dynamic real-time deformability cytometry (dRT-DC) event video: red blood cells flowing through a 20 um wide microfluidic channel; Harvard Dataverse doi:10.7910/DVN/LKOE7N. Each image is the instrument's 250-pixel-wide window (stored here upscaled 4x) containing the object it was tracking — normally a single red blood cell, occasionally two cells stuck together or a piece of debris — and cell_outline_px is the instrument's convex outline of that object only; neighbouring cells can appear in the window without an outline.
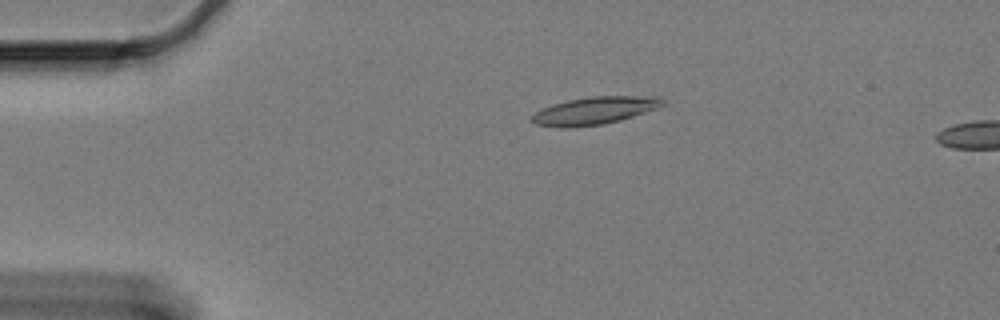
{"species": "Egyptian fruit bat (a non-hibernating species)", "species_latin": "Rousettus aegyptiacus", "temperature_condition": "cold", "stored_images_in_passage": 49, "camera_frame_rate_fps": 3000, "um_per_image_px": 0.085, "animal": {"sex": "female"}, "frame": {"image": 1, "passage_image": 1, "time_ms": 0.0, "image_size_px": [1000, 320], "cell_outline_px": [[668, 104], [620, 120], [604, 124], [568, 128], [560, 128], [532, 124], [528, 120], [528, 116], [540, 108], [552, 104], [568, 100], [592, 96], [660, 96], [668, 100]], "centroid_in_image_um": [50.48, 9.4], "position_along_channel_um": 34.5, "area_um2": 21.62}}
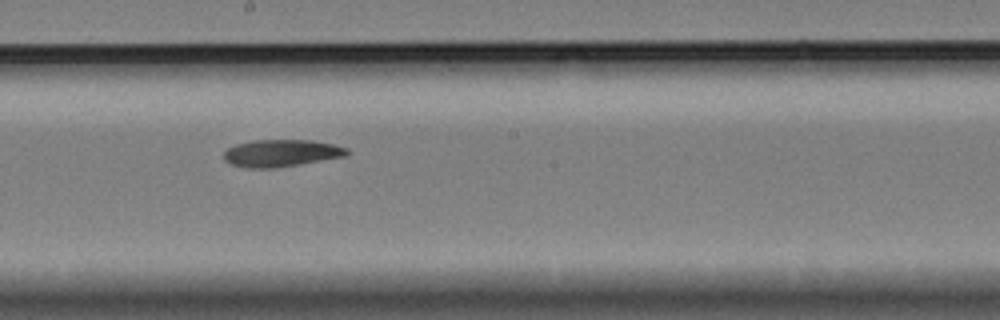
{"frame": {"image": 2, "passage_image": 22, "time_ms": 7.0, "image_size_px": [1000, 320], "cell_outline_px": [[352, 152], [348, 156], [276, 168], [244, 168], [228, 164], [224, 160], [224, 152], [228, 148], [236, 144], [252, 140], [312, 140], [332, 144], [348, 148]], "centroid_in_image_um": [23.92, 13.02], "position_along_channel_um": 224.3, "area_um2": 19.83}}
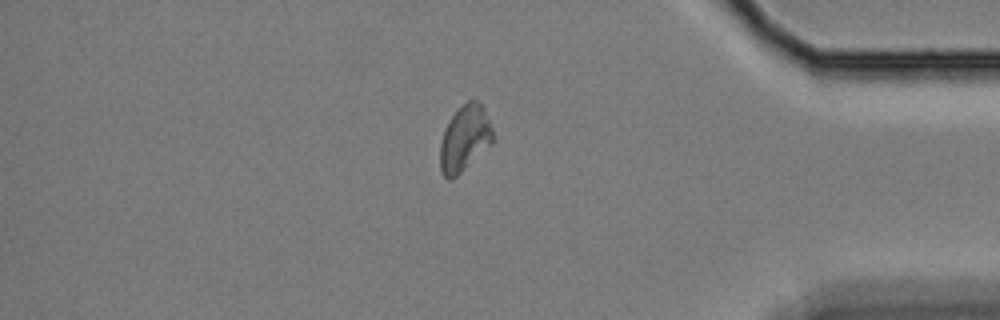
{"frame": {"image": 3, "passage_image": 40, "time_ms": 13.0, "image_size_px": [1000, 320], "cell_outline_px": [[496, 140], [492, 144], [452, 180], [448, 180], [444, 176], [440, 168], [440, 144], [444, 128], [448, 120], [468, 100], [476, 100], [480, 104], [492, 128]], "centroid_in_image_um": [39.49, 11.81], "position_along_channel_um": 395.7, "area_um2": 20.17}}